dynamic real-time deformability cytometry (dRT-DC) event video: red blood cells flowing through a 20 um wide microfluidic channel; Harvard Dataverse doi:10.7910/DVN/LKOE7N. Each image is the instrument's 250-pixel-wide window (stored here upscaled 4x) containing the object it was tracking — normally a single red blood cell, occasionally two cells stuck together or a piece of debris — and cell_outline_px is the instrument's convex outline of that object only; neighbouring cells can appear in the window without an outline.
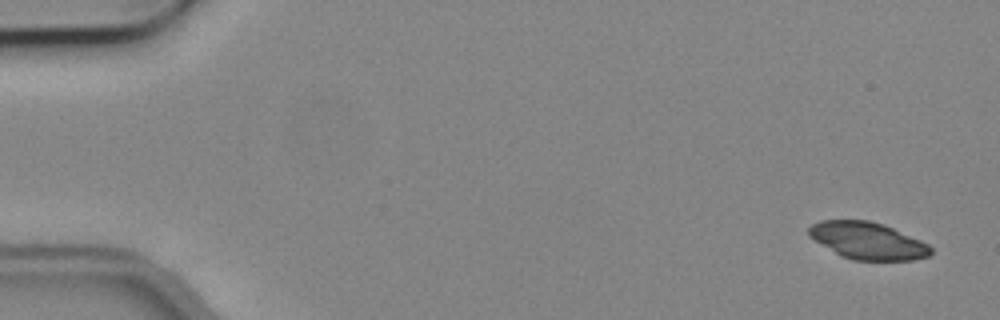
{"species": "common noctule bat (a hibernating species)", "species_latin": "Nyctalus noctula", "temperature_condition": "cold", "stored_images_in_passage": 30, "camera_frame_rate_fps": 3000, "um_per_image_px": 0.085, "animal": {"sex": "male", "body_mass_g": 19.2, "forearm_length_mm": 51.8}, "frame": {"image": 1, "passage_image": 1, "time_ms": 0.0, "image_size_px": [1000, 320], "cell_outline_px": [[932, 252], [928, 256], [912, 260], [852, 260], [836, 252], [808, 236], [808, 228], [812, 224], [820, 220], [868, 220], [884, 224], [920, 240], [928, 244], [932, 248]], "centroid_in_image_um": [73.76, 20.45], "position_along_channel_um": 11.2, "area_um2": 26.07}}